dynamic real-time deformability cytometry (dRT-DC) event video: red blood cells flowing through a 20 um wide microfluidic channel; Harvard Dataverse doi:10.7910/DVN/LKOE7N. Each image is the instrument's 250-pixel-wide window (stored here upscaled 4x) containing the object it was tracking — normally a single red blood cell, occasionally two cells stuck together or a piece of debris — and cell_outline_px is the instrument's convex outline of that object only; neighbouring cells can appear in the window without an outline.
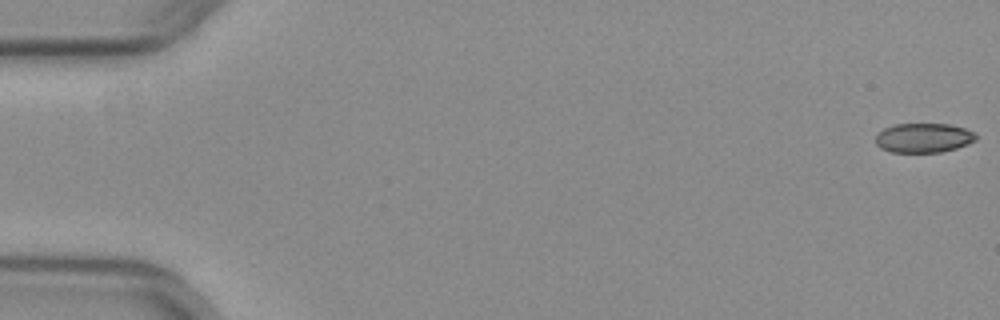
{"species": "common noctule bat (a hibernating species)", "species_latin": "Nyctalus noctula", "temperature_condition": "warm", "stored_images_in_passage": 48, "camera_frame_rate_fps": 3000, "um_per_image_px": 0.085, "animal": {"sex": "female", "body_mass_g": 29.2, "forearm_length_mm": 56.3}, "frame": {"image": 1, "passage_image": 1, "time_ms": 0.0, "image_size_px": [1000, 320], "cell_outline_px": [[976, 140], [968, 144], [956, 148], [940, 152], [892, 152], [880, 148], [876, 144], [876, 136], [884, 128], [896, 124], [948, 124], [964, 128], [972, 132], [976, 136]], "centroid_in_image_um": [78.49, 11.72], "position_along_channel_um": 6.5, "area_um2": 17.05}}
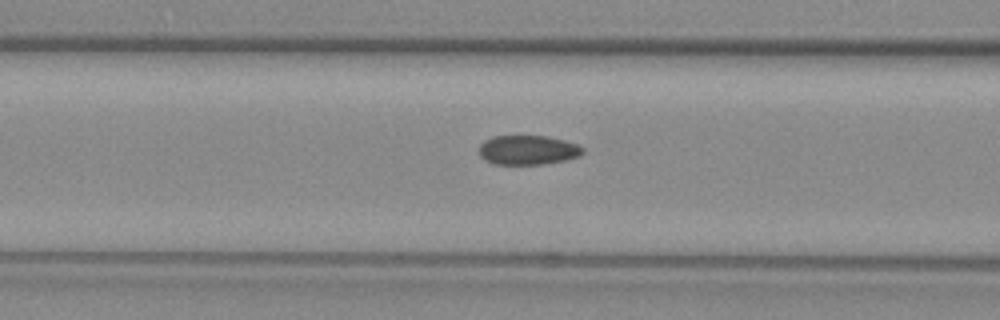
{"frame": {"image": 2, "passage_image": 22, "time_ms": 7.0, "image_size_px": [1000, 320], "cell_outline_px": [[584, 152], [580, 156], [564, 160], [544, 164], [492, 164], [484, 160], [480, 156], [480, 144], [484, 140], [492, 136], [548, 136], [564, 140], [576, 144], [584, 148]], "centroid_in_image_um": [44.86, 12.75], "position_along_channel_um": 121.7, "area_um2": 17.86}}
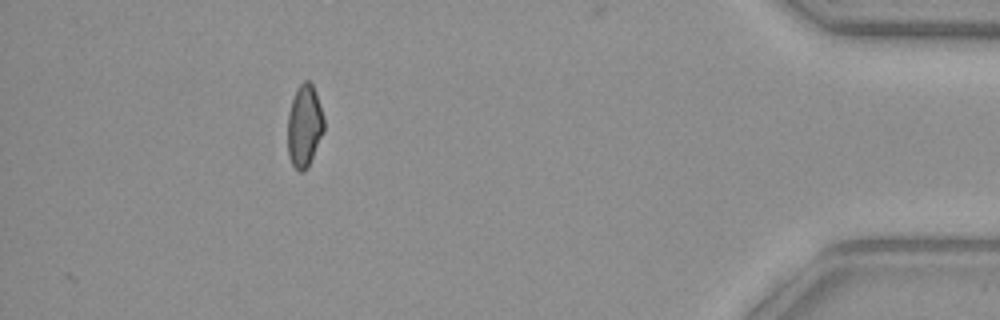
{"frame": {"image": 3, "passage_image": 48, "time_ms": 15.667, "image_size_px": [1000, 320], "cell_outline_px": [[324, 132], [308, 168], [304, 172], [300, 172], [292, 164], [288, 156], [288, 112], [296, 88], [304, 80], [308, 80], [312, 84], [316, 92], [324, 120]], "centroid_in_image_um": [25.87, 10.71], "position_along_channel_um": 409.3, "area_um2": 17.57}, "authors_computed_cell_mechanics": {"area_um2": 18.3226, "velocity_mm_per_s": 3.9865, "shape_relaxation_time_tau1_ms": null, "shape_relaxation_time_tau2_ms": 1.7832, "deformation_change_tau1": null, "deformation_change_tau2": 0.0647}}